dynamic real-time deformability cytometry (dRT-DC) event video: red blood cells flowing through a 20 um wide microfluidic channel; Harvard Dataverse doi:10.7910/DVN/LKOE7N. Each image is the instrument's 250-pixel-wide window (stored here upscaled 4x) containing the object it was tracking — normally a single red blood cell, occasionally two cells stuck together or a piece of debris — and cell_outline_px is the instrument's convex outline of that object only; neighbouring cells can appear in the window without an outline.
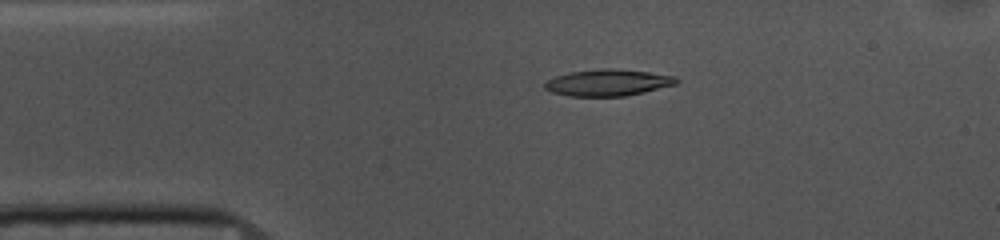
{"species": "common noctule bat (a hibernating species)", "species_latin": "Nyctalus noctula", "temperature_condition": "cold", "stored_images_in_passage": 53, "camera_frame_rate_fps": 3000, "um_per_image_px": 0.085, "animal": {"sex": "female", "body_mass_g": 10.0, "forearm_length_mm": 53.1}, "frame": {"image": 1, "passage_image": 10, "time_ms": 3.0, "image_size_px": [1000, 240], "cell_outline_px": [[680, 80], [676, 84], [644, 92], [624, 96], [568, 96], [552, 92], [544, 88], [544, 84], [548, 80], [556, 76], [572, 72], [604, 68], [612, 68], [648, 72], [676, 76]], "centroid_in_image_um": [51.69, 7.02], "position_along_channel_um": 33.3, "area_um2": 20.23}}
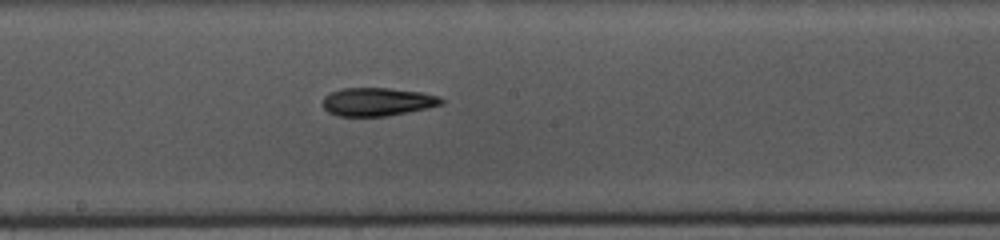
{"frame": {"image": 2, "passage_image": 27, "time_ms": 8.667, "image_size_px": [1000, 240], "cell_outline_px": [[444, 104], [428, 108], [388, 116], [336, 116], [328, 112], [324, 108], [324, 96], [332, 92], [344, 88], [388, 88], [424, 92], [440, 96], [444, 100]], "centroid_in_image_um": [32.13, 8.65], "position_along_channel_um": 216.1, "area_um2": 19.65}}
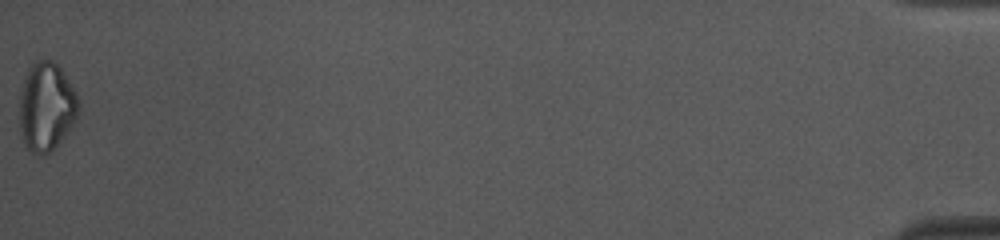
{"frame": {"image": 3, "passage_image": 53, "time_ms": 17.333, "image_size_px": [1000, 240], "cell_outline_px": [[80, 108], [76, 120], [64, 136], [48, 152], [32, 152], [24, 144], [20, 128], [20, 96], [24, 80], [28, 68], [32, 64], [40, 60], [52, 60], [60, 68], [76, 92], [80, 104]], "centroid_in_image_um": [3.96, 9.04], "position_along_channel_um": 431.2, "area_um2": 29.94}, "authors_computed_cell_mechanics": {"area_um2": 19.8832, "velocity_mm_per_s": 3.7145, "shape_relaxation_time_tau1_ms": 4.6152, "shape_relaxation_time_tau2_ms": 6.325, "deformation_change_tau1": 0.1377, "deformation_change_tau2": 0.1551}}